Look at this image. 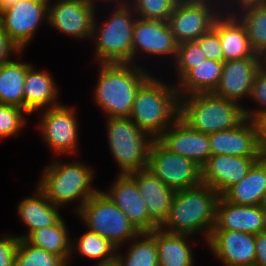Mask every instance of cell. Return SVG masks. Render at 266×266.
<instances>
[{
    "label": "cell",
    "mask_w": 266,
    "mask_h": 266,
    "mask_svg": "<svg viewBox=\"0 0 266 266\" xmlns=\"http://www.w3.org/2000/svg\"><path fill=\"white\" fill-rule=\"evenodd\" d=\"M93 102L104 118H128L139 87L153 74L135 64L97 63Z\"/></svg>",
    "instance_id": "cell-1"
},
{
    "label": "cell",
    "mask_w": 266,
    "mask_h": 266,
    "mask_svg": "<svg viewBox=\"0 0 266 266\" xmlns=\"http://www.w3.org/2000/svg\"><path fill=\"white\" fill-rule=\"evenodd\" d=\"M98 9L105 12L104 16L103 13L99 15ZM136 19V13L129 4L98 3L91 39L94 41V63L133 64L132 33Z\"/></svg>",
    "instance_id": "cell-2"
},
{
    "label": "cell",
    "mask_w": 266,
    "mask_h": 266,
    "mask_svg": "<svg viewBox=\"0 0 266 266\" xmlns=\"http://www.w3.org/2000/svg\"><path fill=\"white\" fill-rule=\"evenodd\" d=\"M59 160L52 157L48 165H43L39 180L35 184L52 204L61 209L76 203V214L100 189L93 185L97 173L94 167L81 159L68 162Z\"/></svg>",
    "instance_id": "cell-3"
},
{
    "label": "cell",
    "mask_w": 266,
    "mask_h": 266,
    "mask_svg": "<svg viewBox=\"0 0 266 266\" xmlns=\"http://www.w3.org/2000/svg\"><path fill=\"white\" fill-rule=\"evenodd\" d=\"M219 194L210 186H198L175 191L169 214L161 230L173 234L202 237L208 241L216 222V204Z\"/></svg>",
    "instance_id": "cell-4"
},
{
    "label": "cell",
    "mask_w": 266,
    "mask_h": 266,
    "mask_svg": "<svg viewBox=\"0 0 266 266\" xmlns=\"http://www.w3.org/2000/svg\"><path fill=\"white\" fill-rule=\"evenodd\" d=\"M152 74L138 89L130 119L154 140L179 118V95L174 83Z\"/></svg>",
    "instance_id": "cell-5"
},
{
    "label": "cell",
    "mask_w": 266,
    "mask_h": 266,
    "mask_svg": "<svg viewBox=\"0 0 266 266\" xmlns=\"http://www.w3.org/2000/svg\"><path fill=\"white\" fill-rule=\"evenodd\" d=\"M179 118L190 128L204 133L233 129L244 119L243 107L212 93L180 97Z\"/></svg>",
    "instance_id": "cell-6"
},
{
    "label": "cell",
    "mask_w": 266,
    "mask_h": 266,
    "mask_svg": "<svg viewBox=\"0 0 266 266\" xmlns=\"http://www.w3.org/2000/svg\"><path fill=\"white\" fill-rule=\"evenodd\" d=\"M105 121L108 148L118 167L117 174H130L147 168L154 139L129 117L105 118Z\"/></svg>",
    "instance_id": "cell-7"
},
{
    "label": "cell",
    "mask_w": 266,
    "mask_h": 266,
    "mask_svg": "<svg viewBox=\"0 0 266 266\" xmlns=\"http://www.w3.org/2000/svg\"><path fill=\"white\" fill-rule=\"evenodd\" d=\"M85 228L109 240L117 248L124 247L140 232L107 195L98 190L76 213Z\"/></svg>",
    "instance_id": "cell-8"
},
{
    "label": "cell",
    "mask_w": 266,
    "mask_h": 266,
    "mask_svg": "<svg viewBox=\"0 0 266 266\" xmlns=\"http://www.w3.org/2000/svg\"><path fill=\"white\" fill-rule=\"evenodd\" d=\"M69 106L62 103L57 107L43 109L35 113L38 114L35 119L38 120L35 127L41 134V140L53 152L54 157L72 156L81 152V149H78L80 148L79 124L81 122L77 118L76 106Z\"/></svg>",
    "instance_id": "cell-9"
},
{
    "label": "cell",
    "mask_w": 266,
    "mask_h": 266,
    "mask_svg": "<svg viewBox=\"0 0 266 266\" xmlns=\"http://www.w3.org/2000/svg\"><path fill=\"white\" fill-rule=\"evenodd\" d=\"M132 34L133 64L146 68L148 65L145 60L151 57V61L156 58V63L157 58H161V63L164 61L166 67L169 61L168 66L174 62L179 43L171 32L168 21L146 20L137 17ZM165 59H168L167 62Z\"/></svg>",
    "instance_id": "cell-10"
},
{
    "label": "cell",
    "mask_w": 266,
    "mask_h": 266,
    "mask_svg": "<svg viewBox=\"0 0 266 266\" xmlns=\"http://www.w3.org/2000/svg\"><path fill=\"white\" fill-rule=\"evenodd\" d=\"M48 1L18 0L0 9V25L22 51L37 36L40 26L48 25Z\"/></svg>",
    "instance_id": "cell-11"
},
{
    "label": "cell",
    "mask_w": 266,
    "mask_h": 266,
    "mask_svg": "<svg viewBox=\"0 0 266 266\" xmlns=\"http://www.w3.org/2000/svg\"><path fill=\"white\" fill-rule=\"evenodd\" d=\"M147 169L174 191L202 183L200 166L189 158L166 149L157 139L150 147Z\"/></svg>",
    "instance_id": "cell-12"
},
{
    "label": "cell",
    "mask_w": 266,
    "mask_h": 266,
    "mask_svg": "<svg viewBox=\"0 0 266 266\" xmlns=\"http://www.w3.org/2000/svg\"><path fill=\"white\" fill-rule=\"evenodd\" d=\"M98 3L97 0H49L48 25L63 36L91 42Z\"/></svg>",
    "instance_id": "cell-13"
},
{
    "label": "cell",
    "mask_w": 266,
    "mask_h": 266,
    "mask_svg": "<svg viewBox=\"0 0 266 266\" xmlns=\"http://www.w3.org/2000/svg\"><path fill=\"white\" fill-rule=\"evenodd\" d=\"M222 13L219 0H180L168 24L178 43L197 40Z\"/></svg>",
    "instance_id": "cell-14"
},
{
    "label": "cell",
    "mask_w": 266,
    "mask_h": 266,
    "mask_svg": "<svg viewBox=\"0 0 266 266\" xmlns=\"http://www.w3.org/2000/svg\"><path fill=\"white\" fill-rule=\"evenodd\" d=\"M206 247L222 266H255V235L240 231L212 230Z\"/></svg>",
    "instance_id": "cell-15"
},
{
    "label": "cell",
    "mask_w": 266,
    "mask_h": 266,
    "mask_svg": "<svg viewBox=\"0 0 266 266\" xmlns=\"http://www.w3.org/2000/svg\"><path fill=\"white\" fill-rule=\"evenodd\" d=\"M262 65L260 55L224 61L220 82L213 93L243 107L245 100L250 98L255 75Z\"/></svg>",
    "instance_id": "cell-16"
},
{
    "label": "cell",
    "mask_w": 266,
    "mask_h": 266,
    "mask_svg": "<svg viewBox=\"0 0 266 266\" xmlns=\"http://www.w3.org/2000/svg\"><path fill=\"white\" fill-rule=\"evenodd\" d=\"M108 187L102 191L118 206L139 232H152L159 228L149 217L138 186L129 174H117Z\"/></svg>",
    "instance_id": "cell-17"
},
{
    "label": "cell",
    "mask_w": 266,
    "mask_h": 266,
    "mask_svg": "<svg viewBox=\"0 0 266 266\" xmlns=\"http://www.w3.org/2000/svg\"><path fill=\"white\" fill-rule=\"evenodd\" d=\"M157 140L168 150L189 158L201 168L211 156L209 135L190 128L178 118Z\"/></svg>",
    "instance_id": "cell-18"
},
{
    "label": "cell",
    "mask_w": 266,
    "mask_h": 266,
    "mask_svg": "<svg viewBox=\"0 0 266 266\" xmlns=\"http://www.w3.org/2000/svg\"><path fill=\"white\" fill-rule=\"evenodd\" d=\"M260 157L212 155L202 167V183L222 196L231 186L242 181Z\"/></svg>",
    "instance_id": "cell-19"
},
{
    "label": "cell",
    "mask_w": 266,
    "mask_h": 266,
    "mask_svg": "<svg viewBox=\"0 0 266 266\" xmlns=\"http://www.w3.org/2000/svg\"><path fill=\"white\" fill-rule=\"evenodd\" d=\"M265 221L266 213L259 205H238L219 196L213 230H235L256 235L264 231Z\"/></svg>",
    "instance_id": "cell-20"
},
{
    "label": "cell",
    "mask_w": 266,
    "mask_h": 266,
    "mask_svg": "<svg viewBox=\"0 0 266 266\" xmlns=\"http://www.w3.org/2000/svg\"><path fill=\"white\" fill-rule=\"evenodd\" d=\"M212 155L260 157L256 131L250 119L245 118L237 127L209 134Z\"/></svg>",
    "instance_id": "cell-21"
},
{
    "label": "cell",
    "mask_w": 266,
    "mask_h": 266,
    "mask_svg": "<svg viewBox=\"0 0 266 266\" xmlns=\"http://www.w3.org/2000/svg\"><path fill=\"white\" fill-rule=\"evenodd\" d=\"M34 187L31 196L23 197L15 205L20 223L27 227L25 233L16 234L19 239H26L33 231L54 225L63 216L61 208L52 204L36 185Z\"/></svg>",
    "instance_id": "cell-22"
},
{
    "label": "cell",
    "mask_w": 266,
    "mask_h": 266,
    "mask_svg": "<svg viewBox=\"0 0 266 266\" xmlns=\"http://www.w3.org/2000/svg\"><path fill=\"white\" fill-rule=\"evenodd\" d=\"M48 70L36 69L32 65L24 82V110L33 116L37 111L61 105L56 79Z\"/></svg>",
    "instance_id": "cell-23"
},
{
    "label": "cell",
    "mask_w": 266,
    "mask_h": 266,
    "mask_svg": "<svg viewBox=\"0 0 266 266\" xmlns=\"http://www.w3.org/2000/svg\"><path fill=\"white\" fill-rule=\"evenodd\" d=\"M136 182L149 217L160 227L166 220L175 191L147 168L129 174Z\"/></svg>",
    "instance_id": "cell-24"
},
{
    "label": "cell",
    "mask_w": 266,
    "mask_h": 266,
    "mask_svg": "<svg viewBox=\"0 0 266 266\" xmlns=\"http://www.w3.org/2000/svg\"><path fill=\"white\" fill-rule=\"evenodd\" d=\"M220 37L224 61L256 57L244 24L235 14L222 12L212 27Z\"/></svg>",
    "instance_id": "cell-25"
},
{
    "label": "cell",
    "mask_w": 266,
    "mask_h": 266,
    "mask_svg": "<svg viewBox=\"0 0 266 266\" xmlns=\"http://www.w3.org/2000/svg\"><path fill=\"white\" fill-rule=\"evenodd\" d=\"M195 240L191 235L168 233L157 228L159 266H195L196 255L193 246L198 244Z\"/></svg>",
    "instance_id": "cell-26"
},
{
    "label": "cell",
    "mask_w": 266,
    "mask_h": 266,
    "mask_svg": "<svg viewBox=\"0 0 266 266\" xmlns=\"http://www.w3.org/2000/svg\"><path fill=\"white\" fill-rule=\"evenodd\" d=\"M266 192V160L260 158L242 181L231 186L222 197L234 204L257 206Z\"/></svg>",
    "instance_id": "cell-27"
},
{
    "label": "cell",
    "mask_w": 266,
    "mask_h": 266,
    "mask_svg": "<svg viewBox=\"0 0 266 266\" xmlns=\"http://www.w3.org/2000/svg\"><path fill=\"white\" fill-rule=\"evenodd\" d=\"M24 52L0 66V104L24 109V82L27 70L33 65L21 58Z\"/></svg>",
    "instance_id": "cell-28"
},
{
    "label": "cell",
    "mask_w": 266,
    "mask_h": 266,
    "mask_svg": "<svg viewBox=\"0 0 266 266\" xmlns=\"http://www.w3.org/2000/svg\"><path fill=\"white\" fill-rule=\"evenodd\" d=\"M224 61L206 59L191 69L175 86L180 97L195 93H212L217 88Z\"/></svg>",
    "instance_id": "cell-29"
},
{
    "label": "cell",
    "mask_w": 266,
    "mask_h": 266,
    "mask_svg": "<svg viewBox=\"0 0 266 266\" xmlns=\"http://www.w3.org/2000/svg\"><path fill=\"white\" fill-rule=\"evenodd\" d=\"M85 230L86 231L78 236L79 238H72V251L68 266L73 264L72 261L75 257L77 258L78 255L90 261L94 260V264H107L116 261L118 248L97 233L87 228Z\"/></svg>",
    "instance_id": "cell-30"
},
{
    "label": "cell",
    "mask_w": 266,
    "mask_h": 266,
    "mask_svg": "<svg viewBox=\"0 0 266 266\" xmlns=\"http://www.w3.org/2000/svg\"><path fill=\"white\" fill-rule=\"evenodd\" d=\"M72 234L62 216L54 225L33 231L26 240L47 252L61 257L67 264L71 257Z\"/></svg>",
    "instance_id": "cell-31"
},
{
    "label": "cell",
    "mask_w": 266,
    "mask_h": 266,
    "mask_svg": "<svg viewBox=\"0 0 266 266\" xmlns=\"http://www.w3.org/2000/svg\"><path fill=\"white\" fill-rule=\"evenodd\" d=\"M127 244V251L123 247L117 249L118 266H159L156 229L140 232Z\"/></svg>",
    "instance_id": "cell-32"
},
{
    "label": "cell",
    "mask_w": 266,
    "mask_h": 266,
    "mask_svg": "<svg viewBox=\"0 0 266 266\" xmlns=\"http://www.w3.org/2000/svg\"><path fill=\"white\" fill-rule=\"evenodd\" d=\"M235 15L244 24L253 51L266 54V4L242 8Z\"/></svg>",
    "instance_id": "cell-33"
},
{
    "label": "cell",
    "mask_w": 266,
    "mask_h": 266,
    "mask_svg": "<svg viewBox=\"0 0 266 266\" xmlns=\"http://www.w3.org/2000/svg\"><path fill=\"white\" fill-rule=\"evenodd\" d=\"M15 266H68V264L61 257L30 244L26 239H19Z\"/></svg>",
    "instance_id": "cell-34"
},
{
    "label": "cell",
    "mask_w": 266,
    "mask_h": 266,
    "mask_svg": "<svg viewBox=\"0 0 266 266\" xmlns=\"http://www.w3.org/2000/svg\"><path fill=\"white\" fill-rule=\"evenodd\" d=\"M206 59L196 40L179 43L175 60L172 65H169L174 68L172 73L175 74L173 76L175 81L173 83L176 85L191 69Z\"/></svg>",
    "instance_id": "cell-35"
},
{
    "label": "cell",
    "mask_w": 266,
    "mask_h": 266,
    "mask_svg": "<svg viewBox=\"0 0 266 266\" xmlns=\"http://www.w3.org/2000/svg\"><path fill=\"white\" fill-rule=\"evenodd\" d=\"M30 114L17 106L0 104V142L20 136ZM21 132V133H20Z\"/></svg>",
    "instance_id": "cell-36"
},
{
    "label": "cell",
    "mask_w": 266,
    "mask_h": 266,
    "mask_svg": "<svg viewBox=\"0 0 266 266\" xmlns=\"http://www.w3.org/2000/svg\"><path fill=\"white\" fill-rule=\"evenodd\" d=\"M180 0H133L129 5L136 16L146 20L168 21Z\"/></svg>",
    "instance_id": "cell-37"
},
{
    "label": "cell",
    "mask_w": 266,
    "mask_h": 266,
    "mask_svg": "<svg viewBox=\"0 0 266 266\" xmlns=\"http://www.w3.org/2000/svg\"><path fill=\"white\" fill-rule=\"evenodd\" d=\"M247 102L250 104L253 102L254 105L252 106H255L256 108L252 106L249 107V104L244 105L243 110L245 118L251 119L258 114L266 113V66L264 64L259 68L255 75L251 95Z\"/></svg>",
    "instance_id": "cell-38"
},
{
    "label": "cell",
    "mask_w": 266,
    "mask_h": 266,
    "mask_svg": "<svg viewBox=\"0 0 266 266\" xmlns=\"http://www.w3.org/2000/svg\"><path fill=\"white\" fill-rule=\"evenodd\" d=\"M196 41L198 42L207 59L224 61L220 37L213 28L201 35Z\"/></svg>",
    "instance_id": "cell-39"
},
{
    "label": "cell",
    "mask_w": 266,
    "mask_h": 266,
    "mask_svg": "<svg viewBox=\"0 0 266 266\" xmlns=\"http://www.w3.org/2000/svg\"><path fill=\"white\" fill-rule=\"evenodd\" d=\"M19 238L15 234H2L0 236V266H15L16 251Z\"/></svg>",
    "instance_id": "cell-40"
},
{
    "label": "cell",
    "mask_w": 266,
    "mask_h": 266,
    "mask_svg": "<svg viewBox=\"0 0 266 266\" xmlns=\"http://www.w3.org/2000/svg\"><path fill=\"white\" fill-rule=\"evenodd\" d=\"M21 52L20 47L9 38L0 25V66L16 58Z\"/></svg>",
    "instance_id": "cell-41"
},
{
    "label": "cell",
    "mask_w": 266,
    "mask_h": 266,
    "mask_svg": "<svg viewBox=\"0 0 266 266\" xmlns=\"http://www.w3.org/2000/svg\"><path fill=\"white\" fill-rule=\"evenodd\" d=\"M250 120L256 131V142L260 158L266 160V113L258 114Z\"/></svg>",
    "instance_id": "cell-42"
},
{
    "label": "cell",
    "mask_w": 266,
    "mask_h": 266,
    "mask_svg": "<svg viewBox=\"0 0 266 266\" xmlns=\"http://www.w3.org/2000/svg\"><path fill=\"white\" fill-rule=\"evenodd\" d=\"M261 4H266V0H223L221 10L227 14H235L242 8Z\"/></svg>",
    "instance_id": "cell-43"
},
{
    "label": "cell",
    "mask_w": 266,
    "mask_h": 266,
    "mask_svg": "<svg viewBox=\"0 0 266 266\" xmlns=\"http://www.w3.org/2000/svg\"><path fill=\"white\" fill-rule=\"evenodd\" d=\"M255 266H266V233L255 235Z\"/></svg>",
    "instance_id": "cell-44"
},
{
    "label": "cell",
    "mask_w": 266,
    "mask_h": 266,
    "mask_svg": "<svg viewBox=\"0 0 266 266\" xmlns=\"http://www.w3.org/2000/svg\"><path fill=\"white\" fill-rule=\"evenodd\" d=\"M18 0H0V9L4 8L5 6L12 4Z\"/></svg>",
    "instance_id": "cell-45"
},
{
    "label": "cell",
    "mask_w": 266,
    "mask_h": 266,
    "mask_svg": "<svg viewBox=\"0 0 266 266\" xmlns=\"http://www.w3.org/2000/svg\"><path fill=\"white\" fill-rule=\"evenodd\" d=\"M259 207L266 213V192L261 199Z\"/></svg>",
    "instance_id": "cell-46"
},
{
    "label": "cell",
    "mask_w": 266,
    "mask_h": 266,
    "mask_svg": "<svg viewBox=\"0 0 266 266\" xmlns=\"http://www.w3.org/2000/svg\"><path fill=\"white\" fill-rule=\"evenodd\" d=\"M102 3H124L126 0H97Z\"/></svg>",
    "instance_id": "cell-47"
},
{
    "label": "cell",
    "mask_w": 266,
    "mask_h": 266,
    "mask_svg": "<svg viewBox=\"0 0 266 266\" xmlns=\"http://www.w3.org/2000/svg\"><path fill=\"white\" fill-rule=\"evenodd\" d=\"M93 266H118L116 261L107 264H94Z\"/></svg>",
    "instance_id": "cell-48"
},
{
    "label": "cell",
    "mask_w": 266,
    "mask_h": 266,
    "mask_svg": "<svg viewBox=\"0 0 266 266\" xmlns=\"http://www.w3.org/2000/svg\"><path fill=\"white\" fill-rule=\"evenodd\" d=\"M263 64L266 66V54H265V56L263 57Z\"/></svg>",
    "instance_id": "cell-49"
},
{
    "label": "cell",
    "mask_w": 266,
    "mask_h": 266,
    "mask_svg": "<svg viewBox=\"0 0 266 266\" xmlns=\"http://www.w3.org/2000/svg\"><path fill=\"white\" fill-rule=\"evenodd\" d=\"M133 0H126L124 3L125 4H130Z\"/></svg>",
    "instance_id": "cell-50"
},
{
    "label": "cell",
    "mask_w": 266,
    "mask_h": 266,
    "mask_svg": "<svg viewBox=\"0 0 266 266\" xmlns=\"http://www.w3.org/2000/svg\"><path fill=\"white\" fill-rule=\"evenodd\" d=\"M263 232H265L266 233V221H265V227H264V231Z\"/></svg>",
    "instance_id": "cell-51"
}]
</instances>
